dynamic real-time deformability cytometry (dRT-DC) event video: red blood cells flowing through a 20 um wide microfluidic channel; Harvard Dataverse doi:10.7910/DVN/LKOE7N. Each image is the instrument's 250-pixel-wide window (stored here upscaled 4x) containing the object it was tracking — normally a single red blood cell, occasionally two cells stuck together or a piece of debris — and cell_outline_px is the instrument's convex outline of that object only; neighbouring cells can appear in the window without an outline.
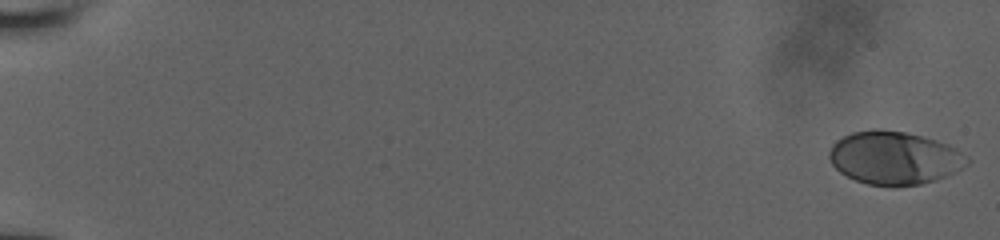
{"species": "human", "species_latin": "Homo sapiens", "temperature_condition": "room temperature", "stored_images_in_passage": 86, "camera_frame_rate_fps": 3000, "um_per_image_px": 0.085, "donor": {"sex": "male"}, "frame": {"image": 1, "passage_image": 1, "time_ms": 0.0, "image_size_px": [1000, 240], "cell_outline_px": [[972, 160], [968, 164], [936, 180], [920, 184], [868, 184], [856, 180], [840, 172], [832, 164], [828, 156], [828, 152], [832, 144], [836, 140], [852, 132], [872, 128], [880, 128], [904, 132], [920, 136], [948, 144], [956, 148], [968, 156]], "centroid_in_image_um": [76.0, 13.38], "position_along_channel_um": 9.0, "area_um2": 42.25}}
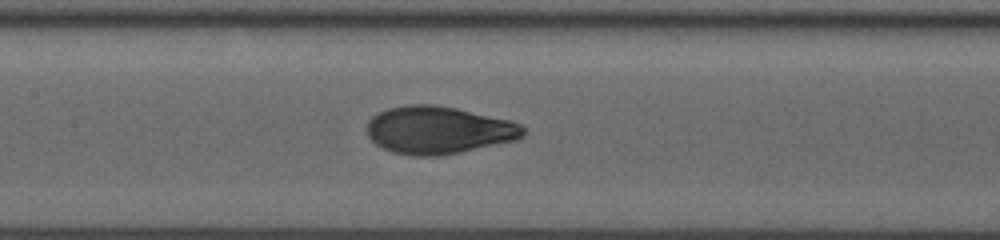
{"frame": {"image": 2, "passage_image": 43, "time_ms": 9.333, "image_size_px": [1000, 240], "cell_outline_px": [[528, 132], [524, 136], [516, 140], [460, 152], [440, 156], [412, 156], [392, 152], [376, 144], [368, 136], [368, 120], [376, 112], [388, 108], [408, 104], [432, 104], [456, 108], [512, 120], [520, 124]], "centroid_in_image_um": [37.29, 11.05], "position_along_channel_um": 170.1, "area_um2": 43.64}}
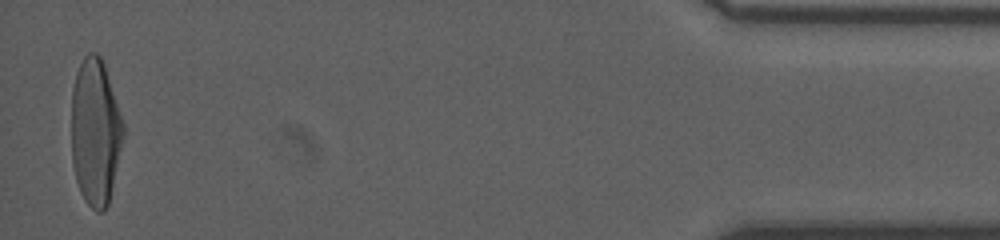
{"frame": {"image": 3, "passage_image": 86, "time_ms": 17.667, "image_size_px": [1000, 240], "cell_outline_px": [[124, 132], [108, 204], [104, 212], [96, 212], [84, 200], [80, 192], [76, 180], [72, 164], [72, 88], [76, 72], [84, 56], [88, 52], [96, 52], [100, 56], [104, 64], [124, 124]], "centroid_in_image_um": [8.08, 11.21], "position_along_channel_um": 427.1, "area_um2": 44.1}}